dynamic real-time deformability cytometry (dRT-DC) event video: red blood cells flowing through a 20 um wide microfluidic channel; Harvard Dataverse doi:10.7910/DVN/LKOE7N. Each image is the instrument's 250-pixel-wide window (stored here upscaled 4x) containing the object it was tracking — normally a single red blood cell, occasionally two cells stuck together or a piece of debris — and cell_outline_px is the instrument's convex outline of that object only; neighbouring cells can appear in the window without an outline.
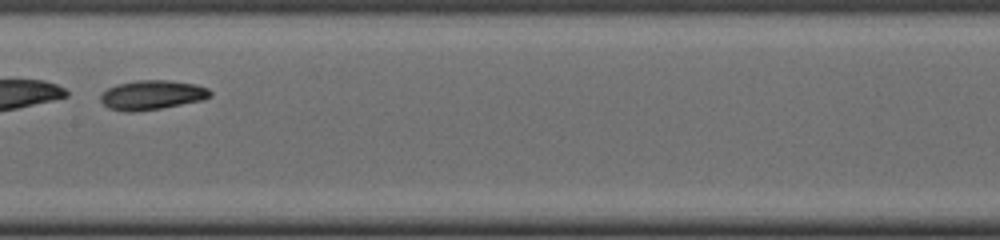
{"species": "common noctule bat (a hibernating species)", "species_latin": "Nyctalus noctula", "temperature_condition": "cold", "stored_images_in_passage": 37, "camera_frame_rate_fps": 3000, "um_per_image_px": 0.085, "animal": {"sex": "male", "body_mass_g": 19.0, "forearm_length_mm": 50.8}, "frame": {"image": 1, "passage_image": 16, "time_ms": 5.0, "image_size_px": [1000, 240], "cell_outline_px": [[212, 96], [204, 100], [160, 108], [132, 112], [124, 112], [108, 108], [100, 100], [100, 96], [108, 88], [116, 84], [136, 80], [168, 80], [196, 84], [208, 88], [212, 92]], "centroid_in_image_um": [12.94, 8.07], "position_along_channel_um": 194.5, "area_um2": 18.9}}
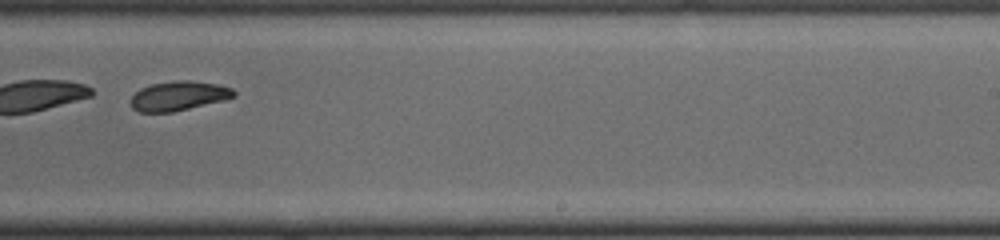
{"frame": {"image": 2, "passage_image": 22, "time_ms": 7.0, "image_size_px": [1000, 240], "cell_outline_px": [[236, 96], [224, 100], [172, 112], [140, 112], [132, 108], [128, 100], [140, 88], [152, 84], [176, 80], [188, 80], [220, 84], [232, 88], [236, 92]], "centroid_in_image_um": [15.18, 8.14], "position_along_channel_um": 273.8, "area_um2": 17.8}, "authors_computed_cell_mechanics": {"area_um2": 19.0162, "velocity_mm_per_s": 3.9748, "shape_relaxation_time_tau1_ms": 0.3988, "shape_relaxation_time_tau2_ms": 8.653, "deformation_change_tau1": 0.2275, "deformation_change_tau2": 0.1567}}